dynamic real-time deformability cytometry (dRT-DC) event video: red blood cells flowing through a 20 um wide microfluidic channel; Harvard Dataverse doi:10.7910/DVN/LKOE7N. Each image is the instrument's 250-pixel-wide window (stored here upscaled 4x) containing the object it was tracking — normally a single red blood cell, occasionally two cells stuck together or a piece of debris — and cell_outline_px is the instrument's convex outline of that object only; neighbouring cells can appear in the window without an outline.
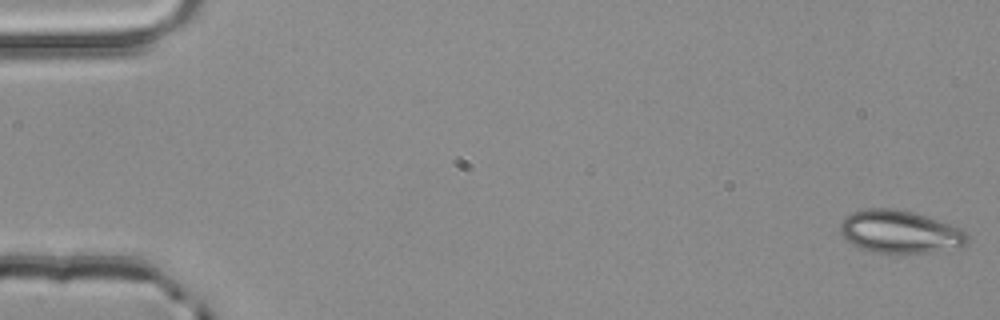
{"species": "common noctule bat (a hibernating species)", "species_latin": "Nyctalus noctula", "temperature_condition": "room temperature", "stored_images_in_passage": 5, "camera_frame_rate_fps": 3000, "um_per_image_px": 0.085, "animal": {"sex": "male", "body_mass_g": 20.4}, "frame": {"image": 1, "passage_image": 1, "time_ms": 0.0, "image_size_px": [1000, 320], "cell_outline_px": [[968, 244], [960, 248], [928, 252], [872, 252], [860, 248], [852, 244], [840, 232], [840, 220], [844, 216], [852, 212], [868, 208], [892, 208], [912, 212], [952, 224], [968, 232]], "centroid_in_image_um": [76.51, 19.69], "position_along_channel_um": 8.5, "area_um2": 31.79}}
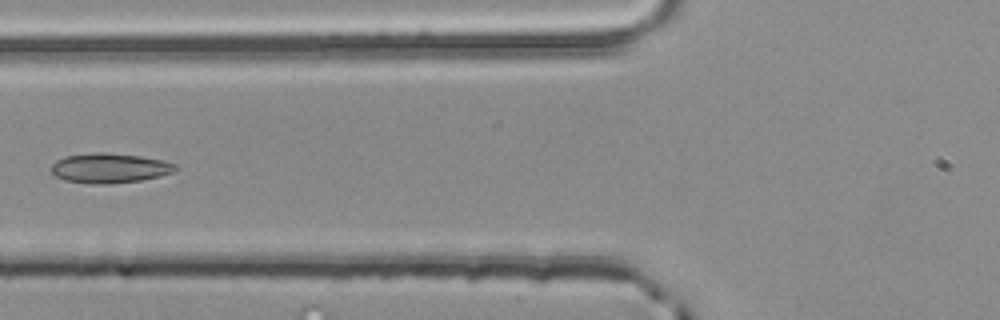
{"frame": {"image": 2, "passage_image": 5, "time_ms": 1.333, "image_size_px": [1000, 320], "cell_outline_px": [[176, 168], [172, 172], [160, 176], [140, 180], [104, 184], [88, 184], [64, 180], [56, 176], [52, 172], [52, 164], [56, 160], [64, 156], [104, 152], [140, 156], [164, 160], [176, 164]], "centroid_in_image_um": [9.3, 14.29], "position_along_channel_um": 116.5, "area_um2": 21.39}}